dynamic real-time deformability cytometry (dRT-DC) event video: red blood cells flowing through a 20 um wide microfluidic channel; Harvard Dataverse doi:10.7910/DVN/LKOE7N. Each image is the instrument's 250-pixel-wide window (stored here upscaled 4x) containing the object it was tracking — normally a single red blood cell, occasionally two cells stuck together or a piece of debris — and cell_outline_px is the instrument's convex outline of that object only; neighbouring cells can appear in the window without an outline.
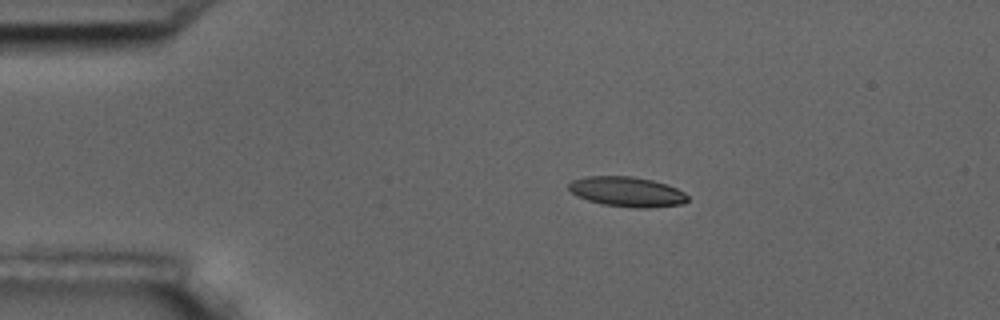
{"species": "common noctule bat (a hibernating species)", "species_latin": "Nyctalus noctula", "temperature_condition": "room temperature", "stored_images_in_passage": 3, "camera_frame_rate_fps": 3000, "um_per_image_px": 0.085, "animal": {"sex": "male", "body_mass_g": 17.5, "forearm_length_mm": 52.3}, "frame": {"image": 1, "passage_image": 1, "time_ms": 0.0, "image_size_px": [1000, 320], "cell_outline_px": [[688, 200], [684, 204], [648, 208], [636, 208], [604, 204], [588, 200], [576, 196], [568, 192], [568, 184], [572, 180], [584, 176], [632, 176], [652, 180], [676, 188], [684, 192], [688, 196]], "centroid_in_image_um": [53.26, 16.29], "position_along_channel_um": 31.7, "area_um2": 20.87}}